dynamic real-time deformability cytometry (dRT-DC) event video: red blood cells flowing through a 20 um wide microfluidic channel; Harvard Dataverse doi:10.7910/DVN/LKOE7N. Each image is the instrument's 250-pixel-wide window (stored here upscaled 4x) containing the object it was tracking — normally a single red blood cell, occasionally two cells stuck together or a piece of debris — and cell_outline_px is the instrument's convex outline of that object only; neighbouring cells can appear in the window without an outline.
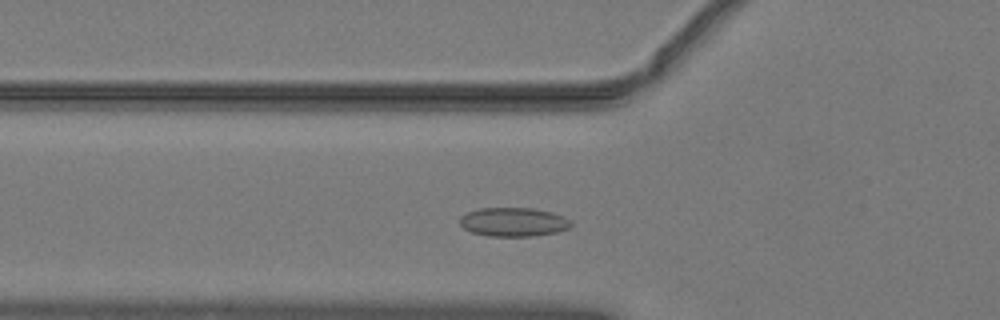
{"species": "common noctule bat (a hibernating species)", "species_latin": "Nyctalus noctula", "temperature_condition": "warm", "stored_images_in_passage": 35, "camera_frame_rate_fps": 3000, "um_per_image_px": 0.085, "animal": {"sex": "male", "body_mass_g": 19.2, "forearm_length_mm": 51.8}, "frame": {"image": 1, "passage_image": 2, "time_ms": 0.333, "image_size_px": [1000, 320], "cell_outline_px": [[572, 224], [568, 228], [556, 232], [532, 236], [488, 236], [472, 232], [464, 228], [460, 224], [460, 216], [468, 212], [480, 208], [532, 208], [552, 212], [564, 216]], "centroid_in_image_um": [43.63, 18.86], "position_along_channel_um": 82.2, "area_um2": 18.61}}
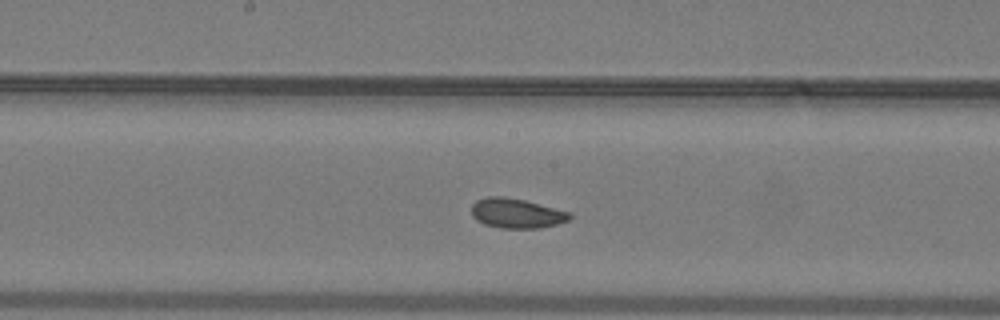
{"frame": {"image": 2, "passage_image": 11, "time_ms": 3.333, "image_size_px": [1000, 320], "cell_outline_px": [[572, 216], [568, 220], [556, 224], [540, 228], [500, 228], [484, 224], [476, 220], [472, 216], [472, 204], [476, 200], [488, 196], [504, 196], [524, 200], [568, 212]], "centroid_in_image_um": [43.85, 18.13], "position_along_channel_um": 204.4, "area_um2": 16.88}}
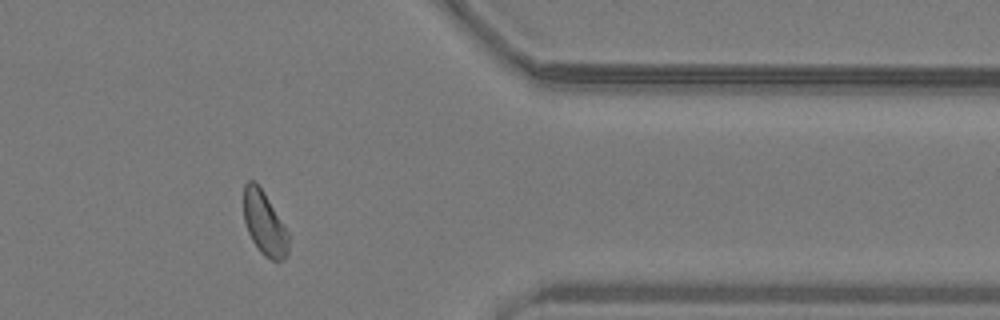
{"frame": {"image": 3, "passage_image": 26, "time_ms": 8.333, "image_size_px": [1000, 320], "cell_outline_px": [[288, 256], [284, 260], [272, 260], [264, 256], [260, 252], [252, 240], [248, 232], [244, 220], [244, 184], [248, 180], [256, 180], [264, 192], [288, 232]], "centroid_in_image_um": [22.47, 18.98], "position_along_channel_um": 388.9, "area_um2": 16.65}, "authors_computed_cell_mechanics": {"area_um2": 17.1666, "velocity_mm_per_s": 4.045, "shape_relaxation_time_tau1_ms": 11.1542, "shape_relaxation_time_tau2_ms": 1.3731, "deformation_change_tau1": 0.1588, "deformation_change_tau2": 0.0551}}